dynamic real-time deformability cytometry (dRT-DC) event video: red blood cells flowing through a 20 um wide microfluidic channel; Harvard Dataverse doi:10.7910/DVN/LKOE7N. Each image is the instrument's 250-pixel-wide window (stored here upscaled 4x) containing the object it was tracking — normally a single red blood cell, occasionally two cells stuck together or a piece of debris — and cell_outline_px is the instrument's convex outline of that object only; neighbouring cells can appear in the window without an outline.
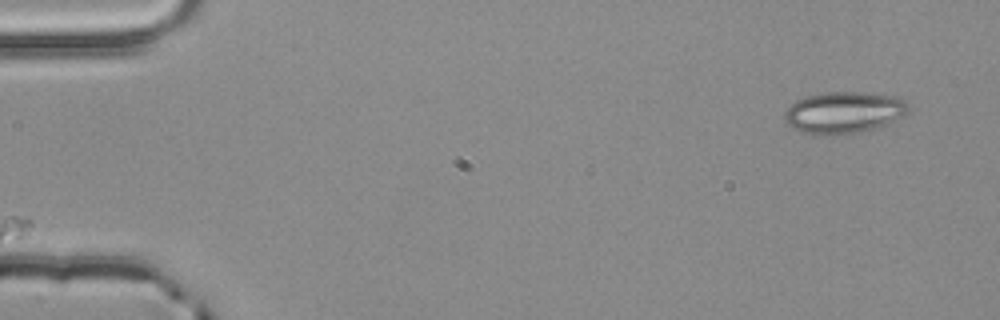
{"species": "common noctule bat (a hibernating species)", "species_latin": "Nyctalus noctula", "temperature_condition": "room temperature", "stored_images_in_passage": 3, "camera_frame_rate_fps": 3000, "um_per_image_px": 0.085, "animal": {"sex": "male", "body_mass_g": 20.4}, "frame": {"image": 1, "passage_image": 1, "time_ms": 0.0, "image_size_px": [1000, 320], "cell_outline_px": [[908, 112], [904, 116], [888, 124], [860, 132], [804, 132], [792, 128], [784, 120], [784, 112], [796, 100], [804, 96], [824, 92], [860, 92], [892, 96], [904, 100], [908, 104]], "centroid_in_image_um": [71.74, 9.52], "position_along_channel_um": 13.3, "area_um2": 29.36}}